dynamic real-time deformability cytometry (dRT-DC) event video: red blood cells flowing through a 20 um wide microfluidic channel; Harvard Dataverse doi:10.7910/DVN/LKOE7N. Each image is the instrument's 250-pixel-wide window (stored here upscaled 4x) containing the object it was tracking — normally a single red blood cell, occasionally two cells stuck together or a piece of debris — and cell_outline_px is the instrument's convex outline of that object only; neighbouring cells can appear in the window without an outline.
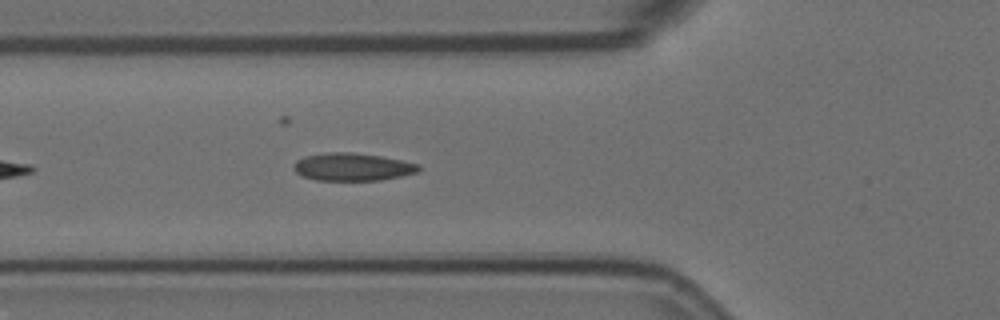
{"species": "Egyptian fruit bat (a non-hibernating species)", "species_latin": "Rousettus aegyptiacus", "temperature_condition": "room temperature", "stored_images_in_passage": 3, "camera_frame_rate_fps": 3000, "um_per_image_px": 0.085, "animal": {"sex": "female"}, "frame": {"image": 1, "passage_image": 3, "time_ms": 0.667, "image_size_px": [1000, 320], "cell_outline_px": [[420, 168], [416, 172], [400, 176], [380, 180], [316, 180], [304, 176], [296, 172], [292, 168], [296, 160], [304, 156], [328, 152], [352, 152], [380, 156], [420, 164]], "centroid_in_image_um": [29.93, 14.18], "position_along_channel_um": 95.9, "area_um2": 20.06}}